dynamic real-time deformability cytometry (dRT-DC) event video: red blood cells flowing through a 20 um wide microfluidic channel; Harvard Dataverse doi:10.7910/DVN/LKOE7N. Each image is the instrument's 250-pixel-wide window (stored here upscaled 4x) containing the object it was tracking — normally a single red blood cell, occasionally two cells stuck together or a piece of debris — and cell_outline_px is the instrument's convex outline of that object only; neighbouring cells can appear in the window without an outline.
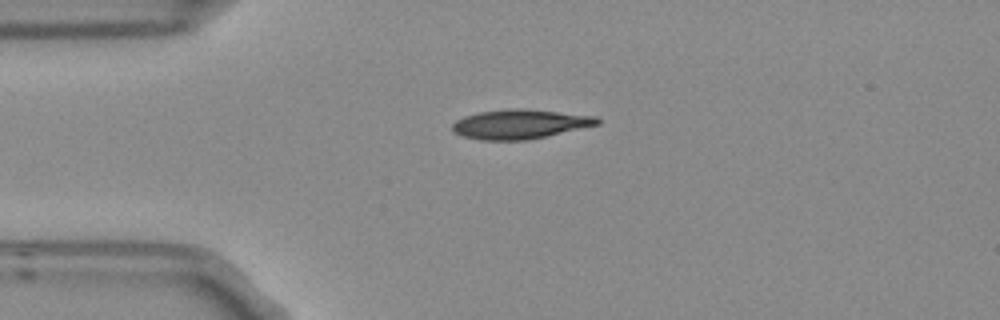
{"species": "Egyptian fruit bat (a non-hibernating species)", "species_latin": "Rousettus aegyptiacus", "temperature_condition": "room temperature", "stored_images_in_passage": 4, "camera_frame_rate_fps": 3000, "um_per_image_px": 0.085, "frame": {"image": 1, "passage_image": 1, "time_ms": 0.0, "image_size_px": [1000, 320], "cell_outline_px": [[600, 124], [548, 136], [528, 140], [480, 140], [460, 136], [452, 132], [452, 124], [456, 120], [464, 116], [480, 112], [512, 108], [524, 108], [596, 116], [600, 120]], "centroid_in_image_um": [44.18, 10.56], "position_along_channel_um": 40.8, "area_um2": 25.03}}
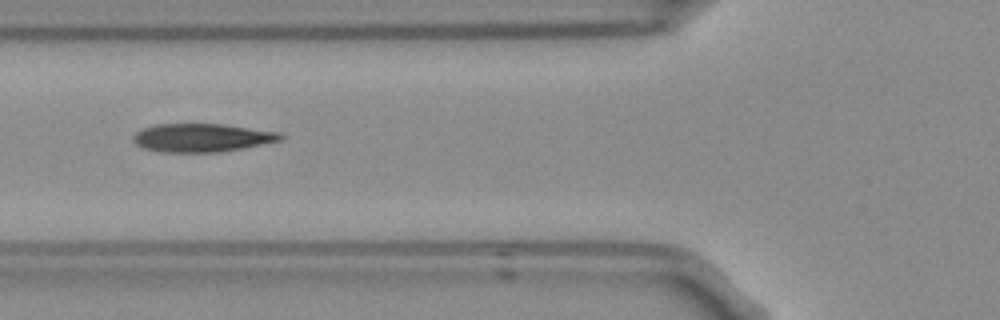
{"frame": {"image": 2, "passage_image": 3, "time_ms": 0.667, "image_size_px": [1000, 320], "cell_outline_px": [[284, 140], [244, 148], [220, 152], [160, 152], [144, 148], [136, 144], [132, 140], [132, 136], [136, 132], [144, 128], [156, 124], [224, 124], [284, 132]], "centroid_in_image_um": [17.23, 11.7], "position_along_channel_um": 108.6, "area_um2": 24.68}}